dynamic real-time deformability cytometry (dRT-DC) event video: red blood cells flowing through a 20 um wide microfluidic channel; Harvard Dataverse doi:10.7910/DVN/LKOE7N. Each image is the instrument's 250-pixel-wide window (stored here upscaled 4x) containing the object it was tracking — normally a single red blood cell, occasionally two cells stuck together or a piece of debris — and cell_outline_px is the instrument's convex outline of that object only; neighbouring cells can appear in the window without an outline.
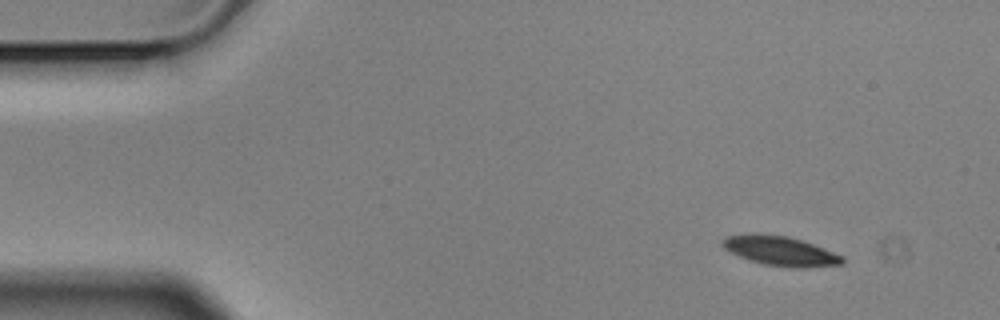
{"species": "Egyptian fruit bat (a non-hibernating species)", "species_latin": "Rousettus aegyptiacus", "temperature_condition": "cold", "stored_images_in_passage": 4, "camera_frame_rate_fps": 3000, "um_per_image_px": 0.085, "animal": {"sex": "male"}, "frame": {"image": 1, "passage_image": 1, "time_ms": 0.0, "image_size_px": [1000, 320], "cell_outline_px": [[844, 264], [804, 268], [788, 268], [764, 264], [748, 260], [724, 248], [720, 244], [720, 240], [728, 236], [788, 236], [824, 248], [844, 256]], "centroid_in_image_um": [66.41, 21.39], "position_along_channel_um": 18.6, "area_um2": 20.0}}
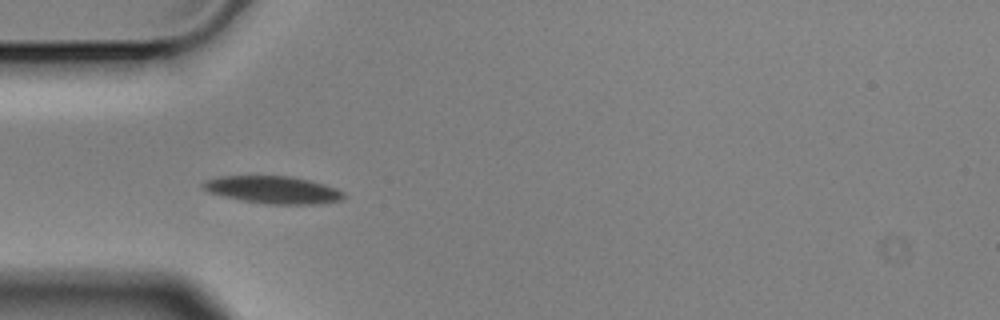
{"frame": {"image": 2, "passage_image": 4, "time_ms": 1.0, "image_size_px": [1000, 320], "cell_outline_px": [[344, 200], [320, 204], [268, 204], [244, 200], [224, 196], [208, 192], [200, 184], [204, 180], [220, 176], [292, 176], [324, 184], [336, 188], [344, 192]], "centroid_in_image_um": [23.23, 16.13], "position_along_channel_um": 61.8, "area_um2": 22.48}}